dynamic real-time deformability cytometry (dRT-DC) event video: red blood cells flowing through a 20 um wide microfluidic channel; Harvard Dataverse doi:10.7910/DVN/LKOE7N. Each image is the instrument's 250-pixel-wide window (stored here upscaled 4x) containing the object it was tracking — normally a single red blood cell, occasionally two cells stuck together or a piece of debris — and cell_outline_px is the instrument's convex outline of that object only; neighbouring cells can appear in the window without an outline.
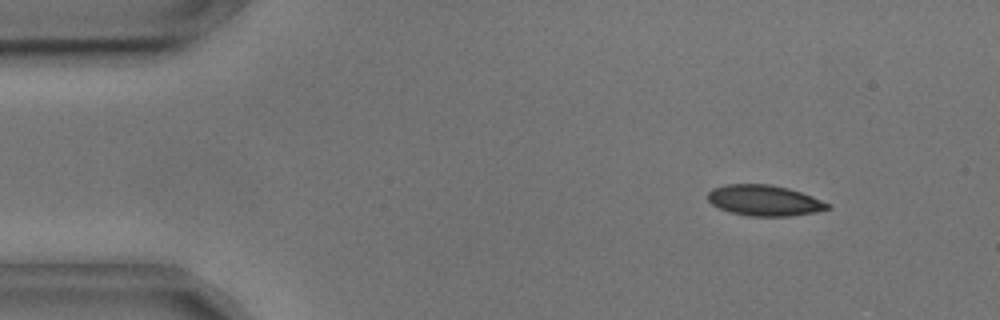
{"species": "common noctule bat (a hibernating species)", "species_latin": "Nyctalus noctula", "temperature_condition": "cold", "stored_images_in_passage": 13, "camera_frame_rate_fps": 3000, "um_per_image_px": 0.085, "animal": {"sex": "male", "body_mass_g": 17.9, "forearm_length_mm": 54.2}, "frame": {"image": 1, "passage_image": 6, "time_ms": 1.667, "image_size_px": [1000, 320], "cell_outline_px": [[832, 208], [816, 212], [788, 216], [748, 216], [732, 212], [720, 208], [712, 204], [708, 200], [708, 192], [712, 188], [724, 184], [768, 184], [788, 188], [812, 196], [832, 204]], "centroid_in_image_um": [64.99, 17.03], "position_along_channel_um": 20.0, "area_um2": 21.5}}